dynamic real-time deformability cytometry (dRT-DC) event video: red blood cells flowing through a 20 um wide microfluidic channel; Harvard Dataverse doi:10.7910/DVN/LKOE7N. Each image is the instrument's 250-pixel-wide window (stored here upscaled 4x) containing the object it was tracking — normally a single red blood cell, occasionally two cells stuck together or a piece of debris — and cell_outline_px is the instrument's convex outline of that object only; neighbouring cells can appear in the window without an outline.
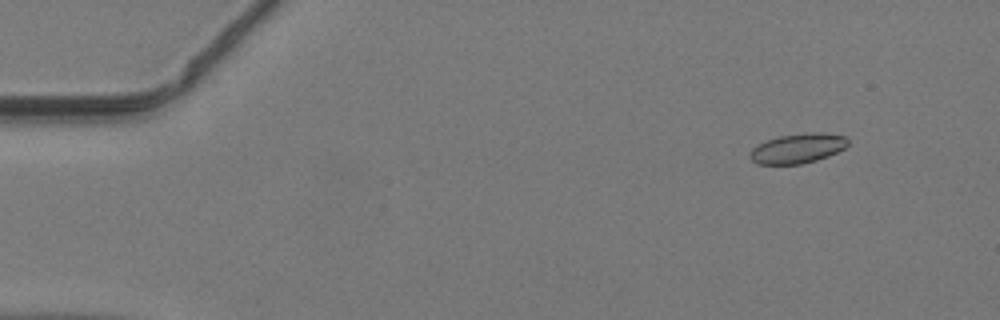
{"species": "common noctule bat (a hibernating species)", "species_latin": "Nyctalus noctula", "temperature_condition": "warm", "stored_images_in_passage": 45, "camera_frame_rate_fps": 3000, "um_per_image_px": 0.085, "animal": {"sex": "male", "body_mass_g": 19.2, "forearm_length_mm": 51.8}, "frame": {"image": 1, "passage_image": 1, "time_ms": 0.0, "image_size_px": [1000, 320], "cell_outline_px": [[848, 144], [844, 148], [828, 156], [816, 160], [800, 164], [756, 164], [748, 156], [752, 148], [756, 144], [780, 136], [812, 132], [824, 132], [844, 136], [848, 140]], "centroid_in_image_um": [67.78, 12.61], "position_along_channel_um": 17.2, "area_um2": 16.94}}
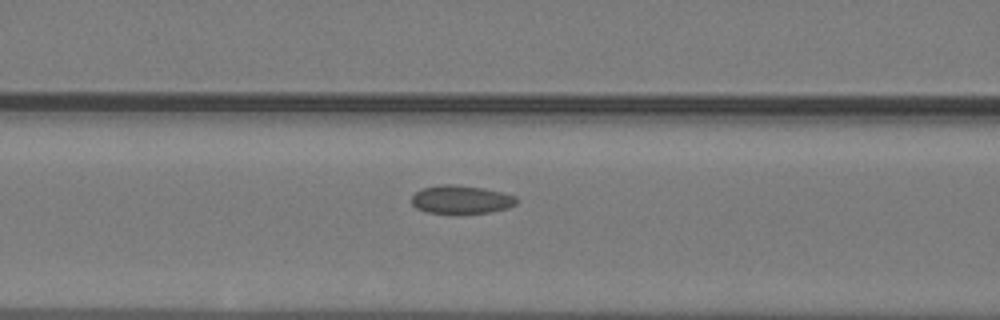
{"frame": {"image": 2, "passage_image": 17, "time_ms": 5.333, "image_size_px": [1000, 320], "cell_outline_px": [[520, 200], [516, 204], [508, 208], [492, 212], [428, 212], [416, 208], [412, 204], [412, 196], [416, 192], [424, 188], [440, 184], [448, 184], [480, 188], [504, 192], [516, 196]], "centroid_in_image_um": [39.25, 16.95], "position_along_channel_um": 127.4, "area_um2": 16.99}}
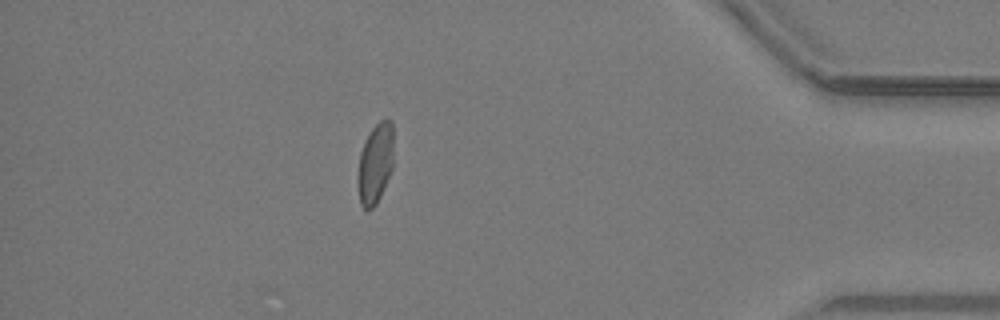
{"frame": {"image": 3, "passage_image": 39, "time_ms": 12.667, "image_size_px": [1000, 320], "cell_outline_px": [[392, 168], [380, 196], [376, 204], [372, 208], [364, 208], [360, 204], [360, 152], [364, 140], [372, 128], [380, 120], [392, 120]], "centroid_in_image_um": [31.92, 13.84], "position_along_channel_um": 403.3, "area_um2": 15.95}}